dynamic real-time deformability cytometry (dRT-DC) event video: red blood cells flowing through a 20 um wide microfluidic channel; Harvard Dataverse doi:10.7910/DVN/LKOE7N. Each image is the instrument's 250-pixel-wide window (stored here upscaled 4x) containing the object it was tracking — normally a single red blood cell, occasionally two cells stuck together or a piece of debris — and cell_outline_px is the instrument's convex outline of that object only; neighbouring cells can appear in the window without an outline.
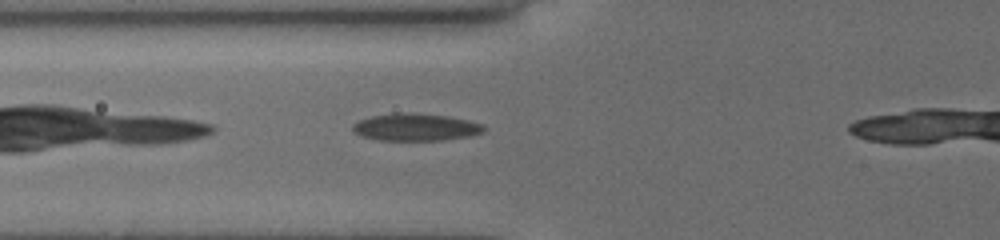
{"species": "common noctule bat (a hibernating species)", "species_latin": "Nyctalus noctula", "temperature_condition": "cold", "stored_images_in_passage": 33, "camera_frame_rate_fps": 3000, "um_per_image_px": 0.085, "animal": {"sex": "female", "body_mass_g": 19.5, "forearm_length_mm": 54.1}, "frame": {"image": 1, "passage_image": 6, "time_ms": 1.667, "image_size_px": [1000, 240], "cell_outline_px": [[484, 132], [468, 136], [444, 140], [376, 140], [360, 136], [352, 132], [352, 124], [360, 120], [372, 116], [396, 112], [412, 112], [448, 116], [468, 120], [484, 124]], "centroid_in_image_um": [35.3, 10.8], "position_along_channel_um": 90.5, "area_um2": 21.1}}
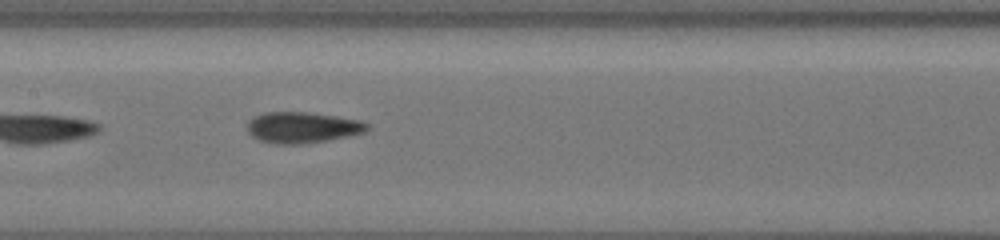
{"frame": {"image": 2, "passage_image": 13, "time_ms": 4.0, "image_size_px": [1000, 240], "cell_outline_px": [[368, 128], [364, 132], [348, 136], [328, 140], [304, 144], [276, 144], [260, 140], [252, 136], [248, 132], [248, 120], [264, 112], [308, 112], [336, 116], [360, 120], [368, 124]], "centroid_in_image_um": [25.69, 10.83], "position_along_channel_um": 181.7, "area_um2": 21.62}}
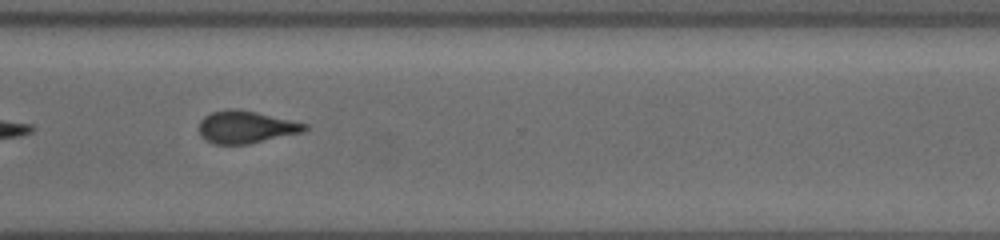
{"frame": {"image": 3, "passage_image": 26, "time_ms": 8.333, "image_size_px": [1000, 240], "cell_outline_px": [[308, 128], [304, 132], [248, 144], [212, 144], [200, 136], [200, 120], [204, 116], [212, 112], [228, 108], [236, 108], [256, 112], [308, 124]], "centroid_in_image_um": [20.89, 10.8], "position_along_channel_um": 349.7, "area_um2": 20.0}}